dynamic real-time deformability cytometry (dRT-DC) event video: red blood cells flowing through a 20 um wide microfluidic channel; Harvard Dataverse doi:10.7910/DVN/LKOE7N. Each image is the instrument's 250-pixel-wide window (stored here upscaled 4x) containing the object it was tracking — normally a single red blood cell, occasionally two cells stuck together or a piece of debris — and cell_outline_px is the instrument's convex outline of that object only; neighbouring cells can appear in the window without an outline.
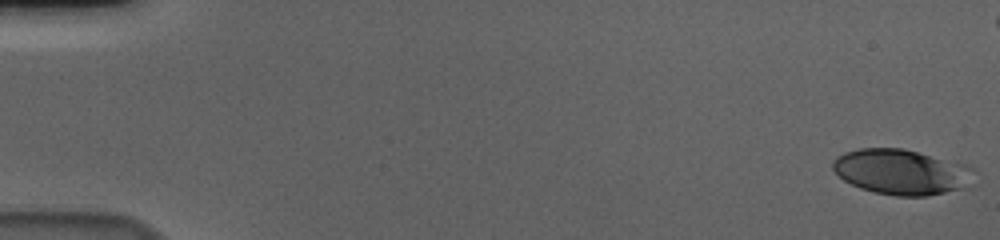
{"species": "human", "species_latin": "Homo sapiens", "temperature_condition": "cold", "stored_images_in_passage": 52, "camera_frame_rate_fps": 3000, "um_per_image_px": 0.085, "donor": {"sex": "male"}, "frame": {"image": 1, "passage_image": 1, "time_ms": 0.0, "image_size_px": [1000, 240], "cell_outline_px": [[972, 168], [964, 188], [928, 196], [896, 196], [876, 192], [860, 188], [844, 180], [832, 168], [832, 160], [836, 156], [844, 152], [860, 148], [904, 148], [964, 164]], "centroid_in_image_um": [76.53, 14.6], "position_along_channel_um": 8.5, "area_um2": 36.82}}
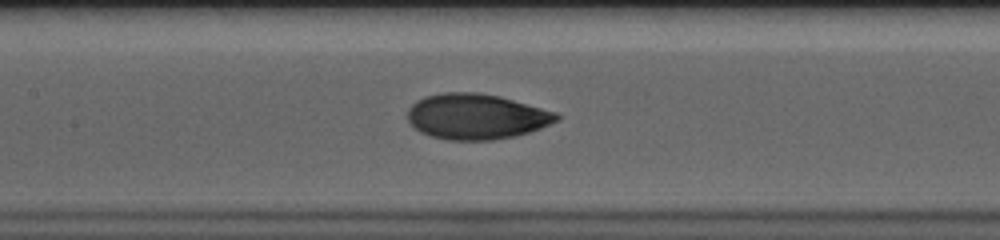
{"frame": {"image": 2, "passage_image": 28, "time_ms": 9.0, "image_size_px": [1000, 240], "cell_outline_px": [[560, 120], [540, 128], [516, 136], [492, 140], [448, 140], [432, 136], [420, 132], [408, 120], [408, 108], [416, 100], [424, 96], [444, 92], [476, 92], [500, 96], [556, 112], [560, 116]], "centroid_in_image_um": [40.48, 9.9], "position_along_channel_um": 166.9, "area_um2": 39.54}}
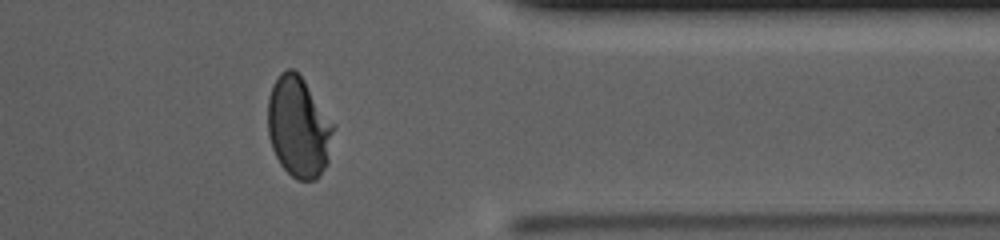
{"frame": {"image": 3, "passage_image": 47, "time_ms": 15.333, "image_size_px": [1000, 240], "cell_outline_px": [[336, 124], [328, 164], [320, 176], [316, 180], [296, 180], [280, 164], [272, 148], [268, 136], [268, 96], [272, 84], [280, 72], [288, 68], [292, 68], [304, 80]], "centroid_in_image_um": [25.41, 10.81], "position_along_channel_um": 386.0, "area_um2": 39.19}}